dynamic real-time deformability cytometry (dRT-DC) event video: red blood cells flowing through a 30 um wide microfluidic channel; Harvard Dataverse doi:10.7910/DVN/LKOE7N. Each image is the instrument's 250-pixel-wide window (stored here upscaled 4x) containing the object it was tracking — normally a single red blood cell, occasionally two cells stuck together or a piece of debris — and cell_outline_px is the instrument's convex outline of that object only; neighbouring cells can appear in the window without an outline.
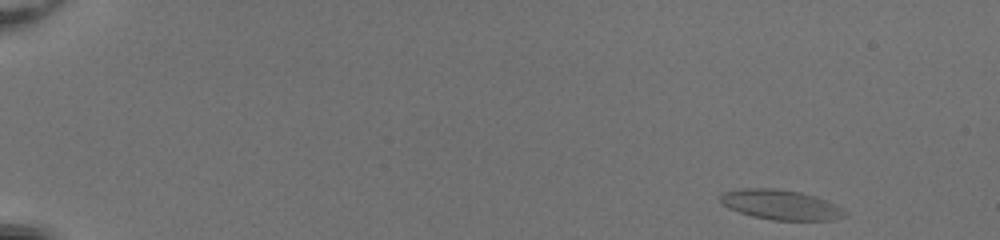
{"species": "common noctule bat (a hibernating species)", "species_latin": "Nyctalus noctula", "temperature_condition": "room temperature", "stored_images_in_passage": 46, "camera_frame_rate_fps": 3000, "um_per_image_px": 0.085, "animal": {"sex": "female", "body_mass_g": 20.0, "forearm_length_mm": 54.0}, "frame": {"image": 1, "passage_image": 1, "time_ms": 0.0, "image_size_px": [1000, 240], "cell_outline_px": [[848, 216], [832, 220], [772, 220], [752, 216], [728, 208], [720, 204], [720, 196], [724, 192], [740, 188], [772, 188], [800, 192], [816, 196], [828, 200], [844, 208], [848, 212]], "centroid_in_image_um": [66.41, 17.4], "position_along_channel_um": 18.6, "area_um2": 22.02}}
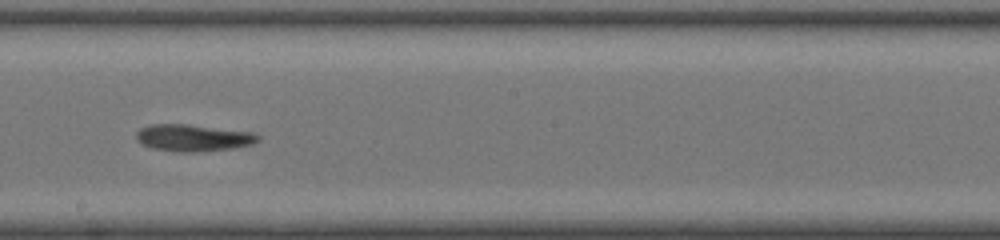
{"frame": {"image": 2, "passage_image": 28, "time_ms": 9.0, "image_size_px": [1000, 240], "cell_outline_px": [[260, 140], [252, 144], [232, 148], [196, 152], [180, 152], [152, 148], [136, 140], [136, 132], [140, 128], [148, 124], [188, 124], [252, 132], [260, 136]], "centroid_in_image_um": [16.4, 11.7], "position_along_channel_um": 231.8, "area_um2": 19.07}}
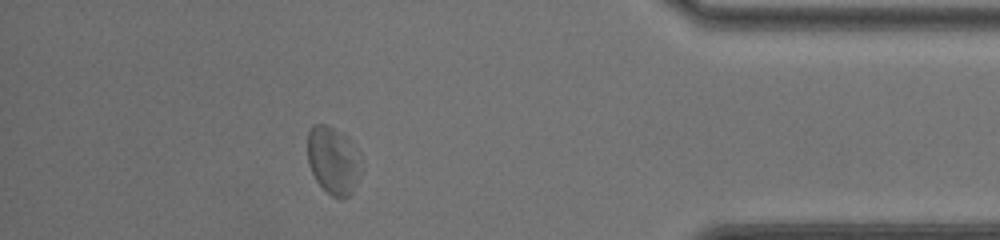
{"frame": {"image": 3, "passage_image": 43, "time_ms": 14.0, "image_size_px": [1000, 240], "cell_outline_px": [[360, 172], [352, 192], [348, 196], [332, 196], [316, 180], [312, 172], [308, 160], [308, 132], [312, 124], [324, 124], [348, 136]], "centroid_in_image_um": [28.25, 13.61], "position_along_channel_um": 407.0, "area_um2": 20.06}}